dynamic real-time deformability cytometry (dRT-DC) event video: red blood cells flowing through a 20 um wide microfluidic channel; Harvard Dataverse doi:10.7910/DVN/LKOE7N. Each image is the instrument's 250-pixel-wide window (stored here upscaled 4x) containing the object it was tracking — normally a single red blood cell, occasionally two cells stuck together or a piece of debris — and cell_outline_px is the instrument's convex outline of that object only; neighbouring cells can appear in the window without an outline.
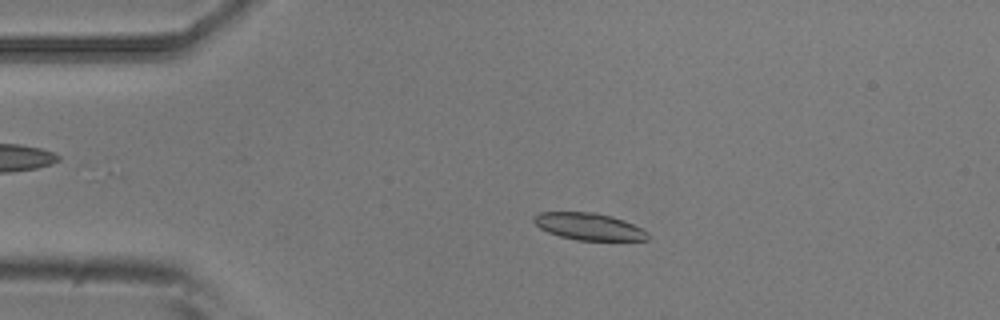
{"species": "common noctule bat (a hibernating species)", "species_latin": "Nyctalus noctula", "temperature_condition": "room temperature", "stored_images_in_passage": 4, "camera_frame_rate_fps": 3000, "um_per_image_px": 0.085, "animal": {"sex": "male", "body_mass_g": 20.5, "forearm_length_mm": 52.5}, "frame": {"image": 1, "passage_image": 2, "time_ms": 0.333, "image_size_px": [1000, 320], "cell_outline_px": [[648, 240], [576, 240], [560, 236], [548, 232], [540, 228], [532, 220], [540, 212], [596, 212], [612, 216], [624, 220], [648, 232]], "centroid_in_image_um": [50.05, 19.25], "position_along_channel_um": 34.9, "area_um2": 17.8}}